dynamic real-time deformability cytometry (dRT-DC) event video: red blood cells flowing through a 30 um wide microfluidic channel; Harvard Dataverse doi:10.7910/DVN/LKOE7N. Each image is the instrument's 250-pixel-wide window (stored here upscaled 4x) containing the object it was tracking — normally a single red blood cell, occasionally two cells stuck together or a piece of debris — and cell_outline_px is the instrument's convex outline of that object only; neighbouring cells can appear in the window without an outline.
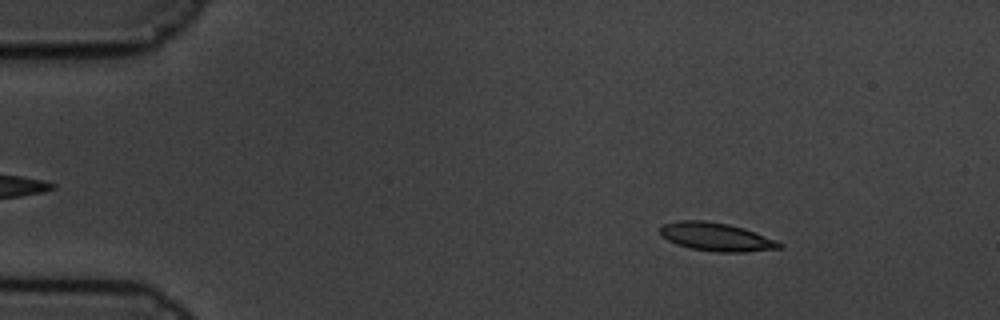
{"species": "common noctule bat (a hibernating species)", "species_latin": "Nyctalus noctula", "temperature_condition": "cold", "stored_images_in_passage": 60, "camera_frame_rate_fps": 3000, "um_per_image_px": 0.085, "animal": {"sex": "male", "body_mass_g": 19.5, "forearm_length_mm": 54.6}, "frame": {"image": 1, "passage_image": 9, "time_ms": 2.667, "image_size_px": [1000, 320], "cell_outline_px": [[784, 244], [780, 248], [744, 252], [716, 252], [692, 248], [676, 244], [660, 236], [660, 224], [680, 220], [704, 220], [728, 224], [744, 228], [776, 240]], "centroid_in_image_um": [60.85, 20.12], "position_along_channel_um": 24.2, "area_um2": 19.71}}
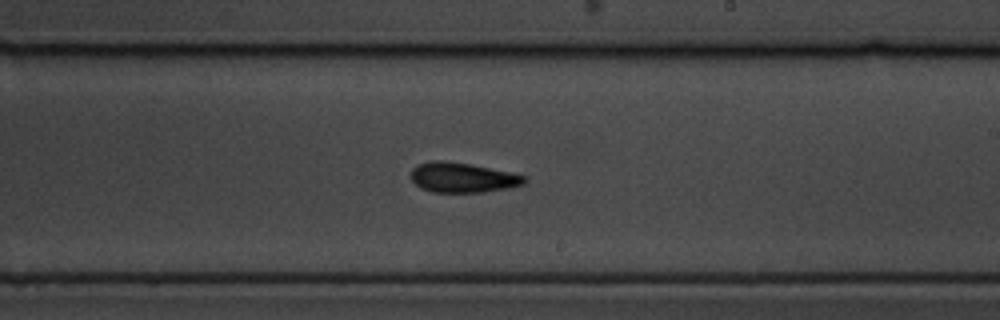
{"frame": {"image": 2, "passage_image": 36, "time_ms": 11.667, "image_size_px": [1000, 320], "cell_outline_px": [[528, 180], [524, 184], [508, 188], [480, 192], [432, 192], [420, 188], [412, 180], [412, 168], [420, 164], [432, 160], [440, 160], [472, 164], [528, 176]], "centroid_in_image_um": [39.35, 15.09], "position_along_channel_um": 249.7, "area_um2": 19.77}}
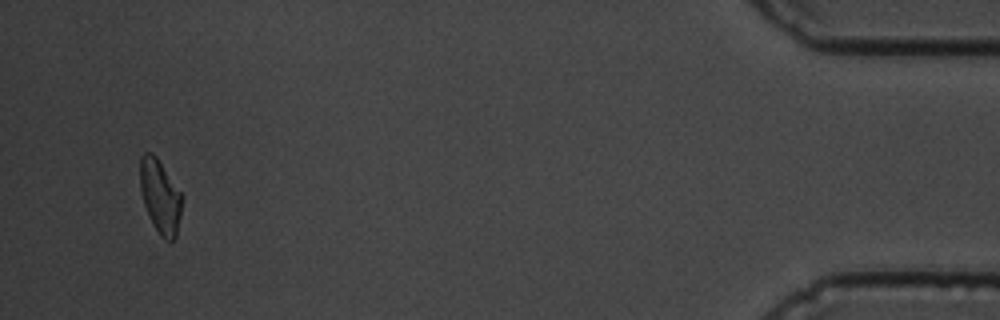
{"frame": {"image": 3, "passage_image": 58, "time_ms": 19.0, "image_size_px": [1000, 320], "cell_outline_px": [[180, 216], [176, 236], [172, 240], [168, 240], [160, 236], [144, 204], [140, 188], [140, 156], [144, 152], [152, 152], [156, 156], [180, 192]], "centroid_in_image_um": [13.58, 16.65], "position_along_channel_um": 421.6, "area_um2": 17.34}, "authors_computed_cell_mechanics": {"area_um2": 19.1318, "velocity_mm_per_s": 3.3513, "shape_relaxation_time_tau1_ms": 7.9569, "shape_relaxation_time_tau2_ms": 5.017, "deformation_change_tau1": 0.166, "deformation_change_tau2": 0.1227}}